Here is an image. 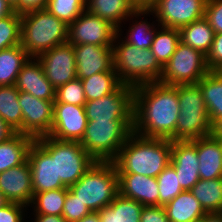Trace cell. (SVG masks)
<instances>
[{
    "mask_svg": "<svg viewBox=\"0 0 222 222\" xmlns=\"http://www.w3.org/2000/svg\"><path fill=\"white\" fill-rule=\"evenodd\" d=\"M77 222H101L98 212H91Z\"/></svg>",
    "mask_w": 222,
    "mask_h": 222,
    "instance_id": "obj_51",
    "label": "cell"
},
{
    "mask_svg": "<svg viewBox=\"0 0 222 222\" xmlns=\"http://www.w3.org/2000/svg\"><path fill=\"white\" fill-rule=\"evenodd\" d=\"M116 35L117 28L109 21L85 10L69 25L68 43L112 46Z\"/></svg>",
    "mask_w": 222,
    "mask_h": 222,
    "instance_id": "obj_11",
    "label": "cell"
},
{
    "mask_svg": "<svg viewBox=\"0 0 222 222\" xmlns=\"http://www.w3.org/2000/svg\"><path fill=\"white\" fill-rule=\"evenodd\" d=\"M88 121L133 120L134 87L121 84L114 92L86 101Z\"/></svg>",
    "mask_w": 222,
    "mask_h": 222,
    "instance_id": "obj_10",
    "label": "cell"
},
{
    "mask_svg": "<svg viewBox=\"0 0 222 222\" xmlns=\"http://www.w3.org/2000/svg\"><path fill=\"white\" fill-rule=\"evenodd\" d=\"M212 134L214 136H222V118H220L213 126H212Z\"/></svg>",
    "mask_w": 222,
    "mask_h": 222,
    "instance_id": "obj_52",
    "label": "cell"
},
{
    "mask_svg": "<svg viewBox=\"0 0 222 222\" xmlns=\"http://www.w3.org/2000/svg\"><path fill=\"white\" fill-rule=\"evenodd\" d=\"M9 201L6 199L5 195L0 191V208L6 206Z\"/></svg>",
    "mask_w": 222,
    "mask_h": 222,
    "instance_id": "obj_54",
    "label": "cell"
},
{
    "mask_svg": "<svg viewBox=\"0 0 222 222\" xmlns=\"http://www.w3.org/2000/svg\"><path fill=\"white\" fill-rule=\"evenodd\" d=\"M158 0H132L138 9H150Z\"/></svg>",
    "mask_w": 222,
    "mask_h": 222,
    "instance_id": "obj_50",
    "label": "cell"
},
{
    "mask_svg": "<svg viewBox=\"0 0 222 222\" xmlns=\"http://www.w3.org/2000/svg\"><path fill=\"white\" fill-rule=\"evenodd\" d=\"M207 0H158L150 15L162 27L177 28L204 18Z\"/></svg>",
    "mask_w": 222,
    "mask_h": 222,
    "instance_id": "obj_12",
    "label": "cell"
},
{
    "mask_svg": "<svg viewBox=\"0 0 222 222\" xmlns=\"http://www.w3.org/2000/svg\"><path fill=\"white\" fill-rule=\"evenodd\" d=\"M19 104L23 117V134L37 139L48 136L51 131L54 101H46L35 96L19 92Z\"/></svg>",
    "mask_w": 222,
    "mask_h": 222,
    "instance_id": "obj_13",
    "label": "cell"
},
{
    "mask_svg": "<svg viewBox=\"0 0 222 222\" xmlns=\"http://www.w3.org/2000/svg\"><path fill=\"white\" fill-rule=\"evenodd\" d=\"M179 30L181 42L202 51L205 55L210 51L215 33L205 18L185 25Z\"/></svg>",
    "mask_w": 222,
    "mask_h": 222,
    "instance_id": "obj_31",
    "label": "cell"
},
{
    "mask_svg": "<svg viewBox=\"0 0 222 222\" xmlns=\"http://www.w3.org/2000/svg\"><path fill=\"white\" fill-rule=\"evenodd\" d=\"M210 71H222V33H215L210 51L206 54Z\"/></svg>",
    "mask_w": 222,
    "mask_h": 222,
    "instance_id": "obj_42",
    "label": "cell"
},
{
    "mask_svg": "<svg viewBox=\"0 0 222 222\" xmlns=\"http://www.w3.org/2000/svg\"><path fill=\"white\" fill-rule=\"evenodd\" d=\"M91 211L69 189L67 190L62 216L68 222H77Z\"/></svg>",
    "mask_w": 222,
    "mask_h": 222,
    "instance_id": "obj_40",
    "label": "cell"
},
{
    "mask_svg": "<svg viewBox=\"0 0 222 222\" xmlns=\"http://www.w3.org/2000/svg\"><path fill=\"white\" fill-rule=\"evenodd\" d=\"M119 194L143 206H158L159 187L156 178L134 173H117Z\"/></svg>",
    "mask_w": 222,
    "mask_h": 222,
    "instance_id": "obj_21",
    "label": "cell"
},
{
    "mask_svg": "<svg viewBox=\"0 0 222 222\" xmlns=\"http://www.w3.org/2000/svg\"><path fill=\"white\" fill-rule=\"evenodd\" d=\"M133 132V120L88 121L80 141L95 161H113Z\"/></svg>",
    "mask_w": 222,
    "mask_h": 222,
    "instance_id": "obj_7",
    "label": "cell"
},
{
    "mask_svg": "<svg viewBox=\"0 0 222 222\" xmlns=\"http://www.w3.org/2000/svg\"><path fill=\"white\" fill-rule=\"evenodd\" d=\"M208 72L206 55L180 41L163 67L159 82L166 85L197 84Z\"/></svg>",
    "mask_w": 222,
    "mask_h": 222,
    "instance_id": "obj_9",
    "label": "cell"
},
{
    "mask_svg": "<svg viewBox=\"0 0 222 222\" xmlns=\"http://www.w3.org/2000/svg\"><path fill=\"white\" fill-rule=\"evenodd\" d=\"M116 35L112 45L113 68L122 84L133 87L159 82L163 67L151 48L142 49L127 44Z\"/></svg>",
    "mask_w": 222,
    "mask_h": 222,
    "instance_id": "obj_4",
    "label": "cell"
},
{
    "mask_svg": "<svg viewBox=\"0 0 222 222\" xmlns=\"http://www.w3.org/2000/svg\"><path fill=\"white\" fill-rule=\"evenodd\" d=\"M34 222H68L62 215L33 214Z\"/></svg>",
    "mask_w": 222,
    "mask_h": 222,
    "instance_id": "obj_46",
    "label": "cell"
},
{
    "mask_svg": "<svg viewBox=\"0 0 222 222\" xmlns=\"http://www.w3.org/2000/svg\"><path fill=\"white\" fill-rule=\"evenodd\" d=\"M170 222H198L206 212L190 190H184L164 206Z\"/></svg>",
    "mask_w": 222,
    "mask_h": 222,
    "instance_id": "obj_24",
    "label": "cell"
},
{
    "mask_svg": "<svg viewBox=\"0 0 222 222\" xmlns=\"http://www.w3.org/2000/svg\"><path fill=\"white\" fill-rule=\"evenodd\" d=\"M73 48L79 79H85L99 72H115L112 46L81 44Z\"/></svg>",
    "mask_w": 222,
    "mask_h": 222,
    "instance_id": "obj_18",
    "label": "cell"
},
{
    "mask_svg": "<svg viewBox=\"0 0 222 222\" xmlns=\"http://www.w3.org/2000/svg\"><path fill=\"white\" fill-rule=\"evenodd\" d=\"M171 141L132 132L113 160L117 173H134L156 178L170 163Z\"/></svg>",
    "mask_w": 222,
    "mask_h": 222,
    "instance_id": "obj_2",
    "label": "cell"
},
{
    "mask_svg": "<svg viewBox=\"0 0 222 222\" xmlns=\"http://www.w3.org/2000/svg\"><path fill=\"white\" fill-rule=\"evenodd\" d=\"M199 176L202 180L222 178V145L213 134L197 139Z\"/></svg>",
    "mask_w": 222,
    "mask_h": 222,
    "instance_id": "obj_23",
    "label": "cell"
},
{
    "mask_svg": "<svg viewBox=\"0 0 222 222\" xmlns=\"http://www.w3.org/2000/svg\"><path fill=\"white\" fill-rule=\"evenodd\" d=\"M178 91L180 113L174 141H191L212 134V124L198 84L174 85Z\"/></svg>",
    "mask_w": 222,
    "mask_h": 222,
    "instance_id": "obj_6",
    "label": "cell"
},
{
    "mask_svg": "<svg viewBox=\"0 0 222 222\" xmlns=\"http://www.w3.org/2000/svg\"><path fill=\"white\" fill-rule=\"evenodd\" d=\"M180 113L178 91L160 82L134 87L133 132L143 137L174 141Z\"/></svg>",
    "mask_w": 222,
    "mask_h": 222,
    "instance_id": "obj_1",
    "label": "cell"
},
{
    "mask_svg": "<svg viewBox=\"0 0 222 222\" xmlns=\"http://www.w3.org/2000/svg\"><path fill=\"white\" fill-rule=\"evenodd\" d=\"M198 222H222V212L206 213Z\"/></svg>",
    "mask_w": 222,
    "mask_h": 222,
    "instance_id": "obj_49",
    "label": "cell"
},
{
    "mask_svg": "<svg viewBox=\"0 0 222 222\" xmlns=\"http://www.w3.org/2000/svg\"><path fill=\"white\" fill-rule=\"evenodd\" d=\"M37 59L55 89L77 78L75 52L68 42L40 54Z\"/></svg>",
    "mask_w": 222,
    "mask_h": 222,
    "instance_id": "obj_14",
    "label": "cell"
},
{
    "mask_svg": "<svg viewBox=\"0 0 222 222\" xmlns=\"http://www.w3.org/2000/svg\"><path fill=\"white\" fill-rule=\"evenodd\" d=\"M143 205L118 194L106 207L98 211L101 222H140Z\"/></svg>",
    "mask_w": 222,
    "mask_h": 222,
    "instance_id": "obj_27",
    "label": "cell"
},
{
    "mask_svg": "<svg viewBox=\"0 0 222 222\" xmlns=\"http://www.w3.org/2000/svg\"><path fill=\"white\" fill-rule=\"evenodd\" d=\"M35 140L55 158L56 177L67 187L75 184L95 163L80 142L61 141L50 136Z\"/></svg>",
    "mask_w": 222,
    "mask_h": 222,
    "instance_id": "obj_8",
    "label": "cell"
},
{
    "mask_svg": "<svg viewBox=\"0 0 222 222\" xmlns=\"http://www.w3.org/2000/svg\"><path fill=\"white\" fill-rule=\"evenodd\" d=\"M10 6L20 14V0H6Z\"/></svg>",
    "mask_w": 222,
    "mask_h": 222,
    "instance_id": "obj_53",
    "label": "cell"
},
{
    "mask_svg": "<svg viewBox=\"0 0 222 222\" xmlns=\"http://www.w3.org/2000/svg\"><path fill=\"white\" fill-rule=\"evenodd\" d=\"M204 18L214 33H222V0H207Z\"/></svg>",
    "mask_w": 222,
    "mask_h": 222,
    "instance_id": "obj_41",
    "label": "cell"
},
{
    "mask_svg": "<svg viewBox=\"0 0 222 222\" xmlns=\"http://www.w3.org/2000/svg\"><path fill=\"white\" fill-rule=\"evenodd\" d=\"M15 87L19 92L29 93L36 98L55 101L56 89L46 78L42 64L37 58H30L21 68Z\"/></svg>",
    "mask_w": 222,
    "mask_h": 222,
    "instance_id": "obj_20",
    "label": "cell"
},
{
    "mask_svg": "<svg viewBox=\"0 0 222 222\" xmlns=\"http://www.w3.org/2000/svg\"><path fill=\"white\" fill-rule=\"evenodd\" d=\"M68 187L34 193L29 207L33 214L62 215Z\"/></svg>",
    "mask_w": 222,
    "mask_h": 222,
    "instance_id": "obj_35",
    "label": "cell"
},
{
    "mask_svg": "<svg viewBox=\"0 0 222 222\" xmlns=\"http://www.w3.org/2000/svg\"><path fill=\"white\" fill-rule=\"evenodd\" d=\"M159 187L158 206H165L178 194L184 191L171 163L156 177Z\"/></svg>",
    "mask_w": 222,
    "mask_h": 222,
    "instance_id": "obj_36",
    "label": "cell"
},
{
    "mask_svg": "<svg viewBox=\"0 0 222 222\" xmlns=\"http://www.w3.org/2000/svg\"><path fill=\"white\" fill-rule=\"evenodd\" d=\"M34 140L31 136L15 133L8 140L0 142V173L25 163Z\"/></svg>",
    "mask_w": 222,
    "mask_h": 222,
    "instance_id": "obj_25",
    "label": "cell"
},
{
    "mask_svg": "<svg viewBox=\"0 0 222 222\" xmlns=\"http://www.w3.org/2000/svg\"><path fill=\"white\" fill-rule=\"evenodd\" d=\"M54 103L84 106L86 97L81 79L77 77L58 87Z\"/></svg>",
    "mask_w": 222,
    "mask_h": 222,
    "instance_id": "obj_39",
    "label": "cell"
},
{
    "mask_svg": "<svg viewBox=\"0 0 222 222\" xmlns=\"http://www.w3.org/2000/svg\"><path fill=\"white\" fill-rule=\"evenodd\" d=\"M48 0H20V14L46 8Z\"/></svg>",
    "mask_w": 222,
    "mask_h": 222,
    "instance_id": "obj_45",
    "label": "cell"
},
{
    "mask_svg": "<svg viewBox=\"0 0 222 222\" xmlns=\"http://www.w3.org/2000/svg\"><path fill=\"white\" fill-rule=\"evenodd\" d=\"M46 9L70 25L86 10V0H48Z\"/></svg>",
    "mask_w": 222,
    "mask_h": 222,
    "instance_id": "obj_37",
    "label": "cell"
},
{
    "mask_svg": "<svg viewBox=\"0 0 222 222\" xmlns=\"http://www.w3.org/2000/svg\"><path fill=\"white\" fill-rule=\"evenodd\" d=\"M68 189L91 212L108 206L119 194L117 168L113 161H95L87 172Z\"/></svg>",
    "mask_w": 222,
    "mask_h": 222,
    "instance_id": "obj_5",
    "label": "cell"
},
{
    "mask_svg": "<svg viewBox=\"0 0 222 222\" xmlns=\"http://www.w3.org/2000/svg\"><path fill=\"white\" fill-rule=\"evenodd\" d=\"M0 191L9 202L30 206L34 193L28 161L0 173Z\"/></svg>",
    "mask_w": 222,
    "mask_h": 222,
    "instance_id": "obj_19",
    "label": "cell"
},
{
    "mask_svg": "<svg viewBox=\"0 0 222 222\" xmlns=\"http://www.w3.org/2000/svg\"><path fill=\"white\" fill-rule=\"evenodd\" d=\"M146 15L150 16V9H138L134 13V17L135 19L137 18V20L132 21L133 23L129 25V29L127 30L128 32L126 34L127 37L124 35L125 39L122 38L124 42L129 45L136 46L137 48H151L155 33L161 25L156 23V20L153 21L155 23L148 22V18L141 20V18H144ZM138 19L140 20L138 21Z\"/></svg>",
    "mask_w": 222,
    "mask_h": 222,
    "instance_id": "obj_28",
    "label": "cell"
},
{
    "mask_svg": "<svg viewBox=\"0 0 222 222\" xmlns=\"http://www.w3.org/2000/svg\"><path fill=\"white\" fill-rule=\"evenodd\" d=\"M27 208L25 205L9 202L0 208V222H24Z\"/></svg>",
    "mask_w": 222,
    "mask_h": 222,
    "instance_id": "obj_43",
    "label": "cell"
},
{
    "mask_svg": "<svg viewBox=\"0 0 222 222\" xmlns=\"http://www.w3.org/2000/svg\"><path fill=\"white\" fill-rule=\"evenodd\" d=\"M69 25L46 8L21 14L20 45L31 58L68 42Z\"/></svg>",
    "mask_w": 222,
    "mask_h": 222,
    "instance_id": "obj_3",
    "label": "cell"
},
{
    "mask_svg": "<svg viewBox=\"0 0 222 222\" xmlns=\"http://www.w3.org/2000/svg\"><path fill=\"white\" fill-rule=\"evenodd\" d=\"M178 183L183 190L191 188L199 181V162L197 156V139L191 141H172L171 160Z\"/></svg>",
    "mask_w": 222,
    "mask_h": 222,
    "instance_id": "obj_17",
    "label": "cell"
},
{
    "mask_svg": "<svg viewBox=\"0 0 222 222\" xmlns=\"http://www.w3.org/2000/svg\"><path fill=\"white\" fill-rule=\"evenodd\" d=\"M212 126L222 118V71L208 72L198 83Z\"/></svg>",
    "mask_w": 222,
    "mask_h": 222,
    "instance_id": "obj_26",
    "label": "cell"
},
{
    "mask_svg": "<svg viewBox=\"0 0 222 222\" xmlns=\"http://www.w3.org/2000/svg\"><path fill=\"white\" fill-rule=\"evenodd\" d=\"M140 222H170L164 206H143Z\"/></svg>",
    "mask_w": 222,
    "mask_h": 222,
    "instance_id": "obj_44",
    "label": "cell"
},
{
    "mask_svg": "<svg viewBox=\"0 0 222 222\" xmlns=\"http://www.w3.org/2000/svg\"><path fill=\"white\" fill-rule=\"evenodd\" d=\"M21 41V14L16 11L0 19V51L16 45Z\"/></svg>",
    "mask_w": 222,
    "mask_h": 222,
    "instance_id": "obj_38",
    "label": "cell"
},
{
    "mask_svg": "<svg viewBox=\"0 0 222 222\" xmlns=\"http://www.w3.org/2000/svg\"><path fill=\"white\" fill-rule=\"evenodd\" d=\"M15 85L0 86V117L16 133L23 134V117Z\"/></svg>",
    "mask_w": 222,
    "mask_h": 222,
    "instance_id": "obj_30",
    "label": "cell"
},
{
    "mask_svg": "<svg viewBox=\"0 0 222 222\" xmlns=\"http://www.w3.org/2000/svg\"><path fill=\"white\" fill-rule=\"evenodd\" d=\"M15 10L10 6V4L6 0H0V19H3L12 13Z\"/></svg>",
    "mask_w": 222,
    "mask_h": 222,
    "instance_id": "obj_48",
    "label": "cell"
},
{
    "mask_svg": "<svg viewBox=\"0 0 222 222\" xmlns=\"http://www.w3.org/2000/svg\"><path fill=\"white\" fill-rule=\"evenodd\" d=\"M216 138H218V140L220 141L221 145H222V136H215Z\"/></svg>",
    "mask_w": 222,
    "mask_h": 222,
    "instance_id": "obj_55",
    "label": "cell"
},
{
    "mask_svg": "<svg viewBox=\"0 0 222 222\" xmlns=\"http://www.w3.org/2000/svg\"><path fill=\"white\" fill-rule=\"evenodd\" d=\"M86 101L99 99L114 92L122 83L116 72H99L81 79Z\"/></svg>",
    "mask_w": 222,
    "mask_h": 222,
    "instance_id": "obj_33",
    "label": "cell"
},
{
    "mask_svg": "<svg viewBox=\"0 0 222 222\" xmlns=\"http://www.w3.org/2000/svg\"><path fill=\"white\" fill-rule=\"evenodd\" d=\"M180 42V30L177 28L162 27L157 29L151 50L159 64L164 67L176 50Z\"/></svg>",
    "mask_w": 222,
    "mask_h": 222,
    "instance_id": "obj_34",
    "label": "cell"
},
{
    "mask_svg": "<svg viewBox=\"0 0 222 222\" xmlns=\"http://www.w3.org/2000/svg\"><path fill=\"white\" fill-rule=\"evenodd\" d=\"M87 122L84 106L54 103L53 122L48 136L61 141L80 142Z\"/></svg>",
    "mask_w": 222,
    "mask_h": 222,
    "instance_id": "obj_15",
    "label": "cell"
},
{
    "mask_svg": "<svg viewBox=\"0 0 222 222\" xmlns=\"http://www.w3.org/2000/svg\"><path fill=\"white\" fill-rule=\"evenodd\" d=\"M190 191L206 213L222 212V178L199 179Z\"/></svg>",
    "mask_w": 222,
    "mask_h": 222,
    "instance_id": "obj_32",
    "label": "cell"
},
{
    "mask_svg": "<svg viewBox=\"0 0 222 222\" xmlns=\"http://www.w3.org/2000/svg\"><path fill=\"white\" fill-rule=\"evenodd\" d=\"M86 10L117 28V34L123 36L122 22L134 19L138 8L132 0H86ZM129 17V18H128ZM132 18V19H131ZM122 31V32H121Z\"/></svg>",
    "mask_w": 222,
    "mask_h": 222,
    "instance_id": "obj_22",
    "label": "cell"
},
{
    "mask_svg": "<svg viewBox=\"0 0 222 222\" xmlns=\"http://www.w3.org/2000/svg\"><path fill=\"white\" fill-rule=\"evenodd\" d=\"M31 57L21 45L0 51V86L15 85L21 68Z\"/></svg>",
    "mask_w": 222,
    "mask_h": 222,
    "instance_id": "obj_29",
    "label": "cell"
},
{
    "mask_svg": "<svg viewBox=\"0 0 222 222\" xmlns=\"http://www.w3.org/2000/svg\"><path fill=\"white\" fill-rule=\"evenodd\" d=\"M31 167L33 193H40L67 186L56 177L55 158H53L36 140L28 152Z\"/></svg>",
    "mask_w": 222,
    "mask_h": 222,
    "instance_id": "obj_16",
    "label": "cell"
},
{
    "mask_svg": "<svg viewBox=\"0 0 222 222\" xmlns=\"http://www.w3.org/2000/svg\"><path fill=\"white\" fill-rule=\"evenodd\" d=\"M16 132L13 131L5 121L0 117V142L8 140Z\"/></svg>",
    "mask_w": 222,
    "mask_h": 222,
    "instance_id": "obj_47",
    "label": "cell"
}]
</instances>
